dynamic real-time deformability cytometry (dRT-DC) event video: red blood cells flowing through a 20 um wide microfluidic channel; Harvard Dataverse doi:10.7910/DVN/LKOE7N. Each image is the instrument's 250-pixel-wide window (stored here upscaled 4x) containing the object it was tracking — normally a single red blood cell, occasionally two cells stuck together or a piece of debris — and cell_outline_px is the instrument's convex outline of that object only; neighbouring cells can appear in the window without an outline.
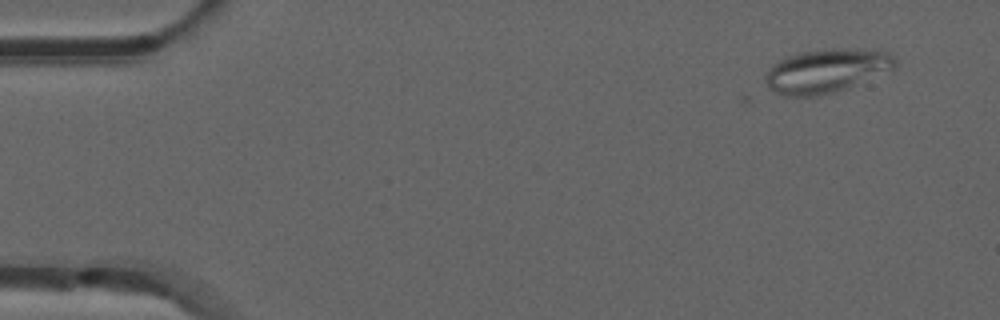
{"species": "common noctule bat (a hibernating species)", "species_latin": "Nyctalus noctula", "temperature_condition": "room temperature", "stored_images_in_passage": 4, "camera_frame_rate_fps": 3000, "um_per_image_px": 0.085, "animal": {"sex": "male", "forearm_length_mm": 52.5}, "frame": {"image": 1, "passage_image": 1, "time_ms": 0.0, "image_size_px": [1000, 320], "cell_outline_px": [[896, 64], [892, 68], [844, 88], [820, 96], [788, 96], [776, 92], [768, 88], [764, 80], [764, 76], [768, 68], [772, 64], [788, 56], [804, 52], [836, 48], [888, 52], [896, 60]], "centroid_in_image_um": [70.14, 6.02], "position_along_channel_um": 14.9, "area_um2": 32.14}}